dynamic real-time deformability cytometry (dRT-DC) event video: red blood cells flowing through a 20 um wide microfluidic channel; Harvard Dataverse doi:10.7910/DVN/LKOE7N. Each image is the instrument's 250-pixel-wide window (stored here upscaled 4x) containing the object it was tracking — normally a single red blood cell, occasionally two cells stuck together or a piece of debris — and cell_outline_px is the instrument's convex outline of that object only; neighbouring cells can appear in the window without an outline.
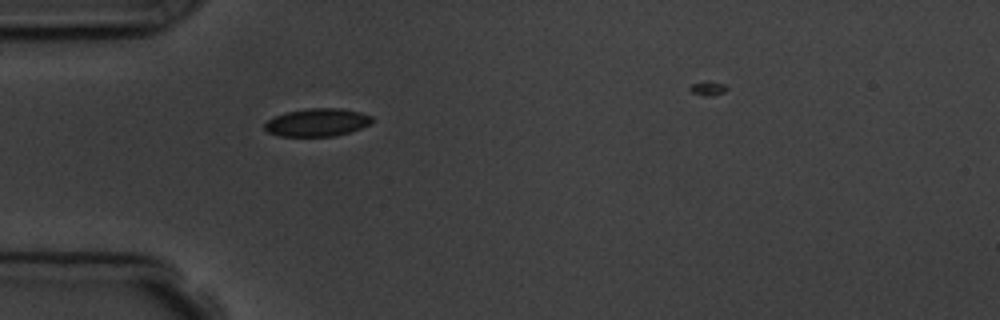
{"species": "common noctule bat (a hibernating species)", "species_latin": "Nyctalus noctula", "temperature_condition": "room temperature", "stored_images_in_passage": 5, "camera_frame_rate_fps": 3000, "um_per_image_px": 0.085, "animal": {"sex": "male", "body_mass_g": 19.5, "forearm_length_mm": 54.6}, "frame": {"image": 1, "passage_image": 5, "time_ms": 4.667, "image_size_px": [1000, 320], "cell_outline_px": [[376, 120], [360, 128], [336, 136], [280, 136], [268, 132], [264, 128], [264, 124], [268, 120], [276, 116], [288, 112], [308, 108], [340, 108], [360, 112], [372, 116]], "centroid_in_image_um": [26.98, 10.4], "position_along_channel_um": 58.0, "area_um2": 17.34}}